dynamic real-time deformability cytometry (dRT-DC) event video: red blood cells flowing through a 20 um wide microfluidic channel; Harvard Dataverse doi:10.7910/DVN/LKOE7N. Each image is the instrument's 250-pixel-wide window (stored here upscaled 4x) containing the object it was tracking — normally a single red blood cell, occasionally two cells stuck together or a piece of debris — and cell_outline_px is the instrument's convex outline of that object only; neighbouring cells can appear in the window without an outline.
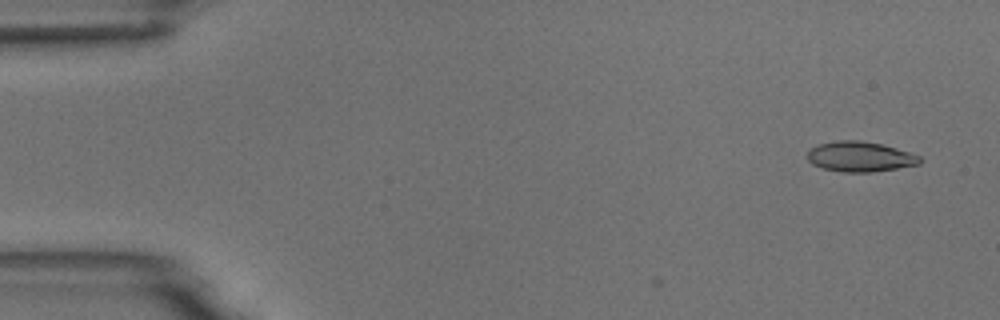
{"species": "common noctule bat (a hibernating species)", "species_latin": "Nyctalus noctula", "temperature_condition": "room temperature", "stored_images_in_passage": 6, "camera_frame_rate_fps": 3000, "um_per_image_px": 0.085, "animal": {"sex": "male", "body_mass_g": 18.8}, "frame": {"image": 1, "passage_image": 1, "time_ms": 0.0, "image_size_px": [1000, 320], "cell_outline_px": [[924, 160], [920, 164], [872, 172], [840, 172], [824, 168], [812, 164], [808, 160], [808, 152], [816, 144], [836, 140], [860, 140], [880, 144], [896, 148], [920, 156]], "centroid_in_image_um": [73.1, 13.31], "position_along_channel_um": 11.9, "area_um2": 19.77}}
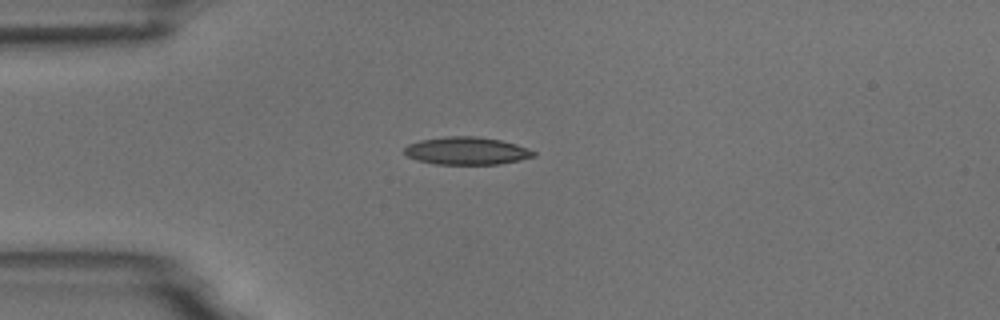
{"frame": {"image": 2, "passage_image": 4, "time_ms": 3.667, "image_size_px": [1000, 320], "cell_outline_px": [[536, 156], [520, 160], [500, 164], [436, 164], [416, 160], [408, 156], [404, 152], [404, 148], [408, 144], [420, 140], [448, 136], [476, 136], [500, 140], [516, 144], [536, 152]], "centroid_in_image_um": [39.66, 12.82], "position_along_channel_um": 45.3, "area_um2": 20.81}}